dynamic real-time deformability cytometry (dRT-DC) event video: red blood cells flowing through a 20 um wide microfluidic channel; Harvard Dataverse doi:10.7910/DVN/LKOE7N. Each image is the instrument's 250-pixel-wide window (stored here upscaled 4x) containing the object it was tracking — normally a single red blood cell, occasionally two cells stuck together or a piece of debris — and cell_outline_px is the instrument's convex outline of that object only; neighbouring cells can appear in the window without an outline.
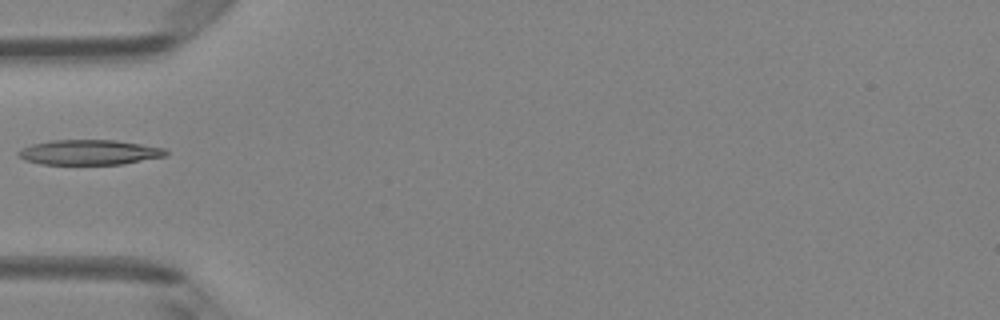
{"species": "Egyptian fruit bat (a non-hibernating species)", "species_latin": "Rousettus aegyptiacus", "temperature_condition": "room temperature", "stored_images_in_passage": 1, "camera_frame_rate_fps": 3000, "um_per_image_px": 0.085, "animal": {"sex": "female"}, "frame": {"image": 1, "passage_image": 1, "time_ms": 0.0, "image_size_px": [1000, 320], "cell_outline_px": [[168, 156], [124, 164], [40, 164], [24, 160], [16, 152], [32, 144], [52, 140], [116, 140], [164, 148], [168, 152]], "centroid_in_image_um": [7.62, 12.95], "position_along_channel_um": 77.4, "area_um2": 21.5}}